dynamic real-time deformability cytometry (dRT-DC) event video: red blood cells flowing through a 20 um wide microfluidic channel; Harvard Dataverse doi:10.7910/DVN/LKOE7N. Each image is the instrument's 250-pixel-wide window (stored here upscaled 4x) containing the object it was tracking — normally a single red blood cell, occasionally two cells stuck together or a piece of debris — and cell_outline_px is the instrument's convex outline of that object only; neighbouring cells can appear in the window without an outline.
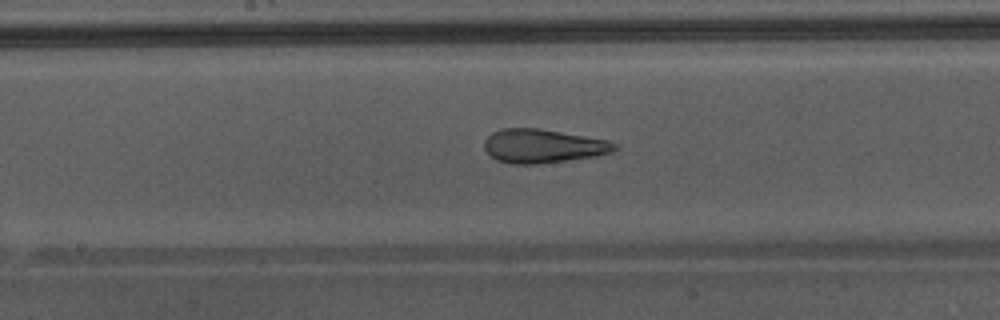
{"species": "Egyptian fruit bat (a non-hibernating species)", "species_latin": "Rousettus aegyptiacus", "temperature_condition": "warm", "stored_images_in_passage": 49, "camera_frame_rate_fps": 3000, "um_per_image_px": 0.085, "animal": {"sex": "male"}, "frame": {"image": 1, "passage_image": 28, "time_ms": 9.0, "image_size_px": [1000, 320], "cell_outline_px": [[620, 148], [612, 152], [596, 156], [540, 164], [512, 164], [496, 160], [484, 148], [484, 140], [492, 132], [504, 128], [540, 128], [608, 140], [620, 144]], "centroid_in_image_um": [46.19, 12.41], "position_along_channel_um": 202.0, "area_um2": 25.89}}